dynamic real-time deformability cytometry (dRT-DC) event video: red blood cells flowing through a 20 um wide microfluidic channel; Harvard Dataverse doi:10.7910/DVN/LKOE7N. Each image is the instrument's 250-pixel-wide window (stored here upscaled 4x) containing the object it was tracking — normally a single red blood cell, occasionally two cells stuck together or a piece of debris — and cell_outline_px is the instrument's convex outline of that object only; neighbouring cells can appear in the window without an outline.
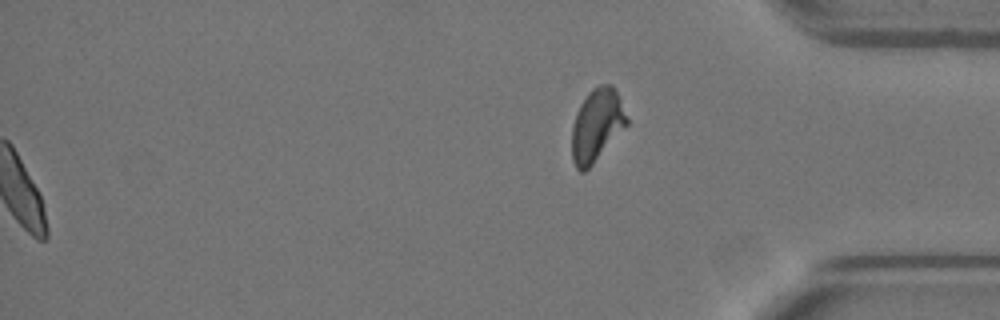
{"species": "Egyptian fruit bat (a non-hibernating species)", "species_latin": "Rousettus aegyptiacus", "temperature_condition": "warm", "stored_images_in_passage": 52, "segment_of_instrument_passage": [2, 2], "camera_frame_rate_fps": 3000, "um_per_image_px": 0.085, "animal": {"sex": "female"}, "frame": {"image": 1, "passage_image": 52, "time_ms": 17.0, "image_size_px": [1000, 320], "cell_outline_px": [[628, 124], [592, 164], [584, 172], [580, 172], [576, 168], [572, 160], [572, 124], [576, 112], [580, 104], [588, 92], [592, 88], [600, 84], [612, 84], [620, 100], [628, 120]], "centroid_in_image_um": [50.7, 10.63], "position_along_channel_um": 384.5, "area_um2": 23.06}}